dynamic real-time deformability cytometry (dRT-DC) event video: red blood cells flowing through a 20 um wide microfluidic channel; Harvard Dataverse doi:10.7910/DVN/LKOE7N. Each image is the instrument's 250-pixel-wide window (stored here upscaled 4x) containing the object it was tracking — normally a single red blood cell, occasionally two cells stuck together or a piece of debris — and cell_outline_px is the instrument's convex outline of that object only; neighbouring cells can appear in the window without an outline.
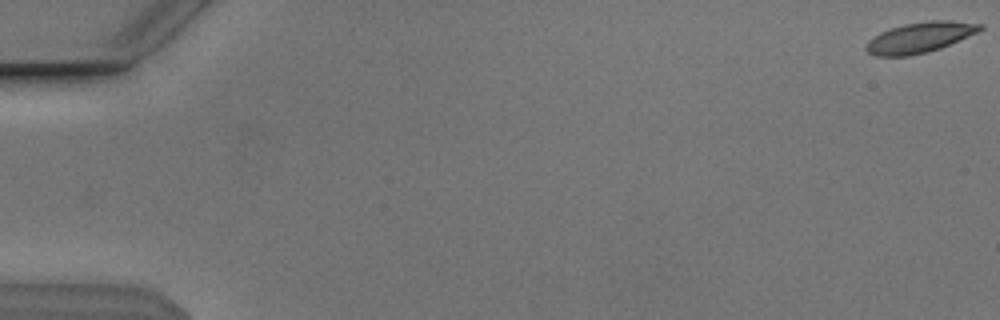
{"species": "Egyptian fruit bat (a non-hibernating species)", "species_latin": "Rousettus aegyptiacus", "temperature_condition": "cold", "stored_images_in_passage": 30, "camera_frame_rate_fps": 3000, "um_per_image_px": 0.085, "animal": {"sex": "male"}, "frame": {"image": 1, "passage_image": 1, "time_ms": 0.0, "image_size_px": [1000, 320], "cell_outline_px": [[984, 28], [976, 32], [940, 48], [908, 56], [876, 56], [868, 52], [864, 48], [868, 40], [880, 32], [888, 28], [904, 24], [928, 20], [952, 20], [984, 24]], "centroid_in_image_um": [78.15, 3.16], "position_along_channel_um": 6.8, "area_um2": 20.17}}
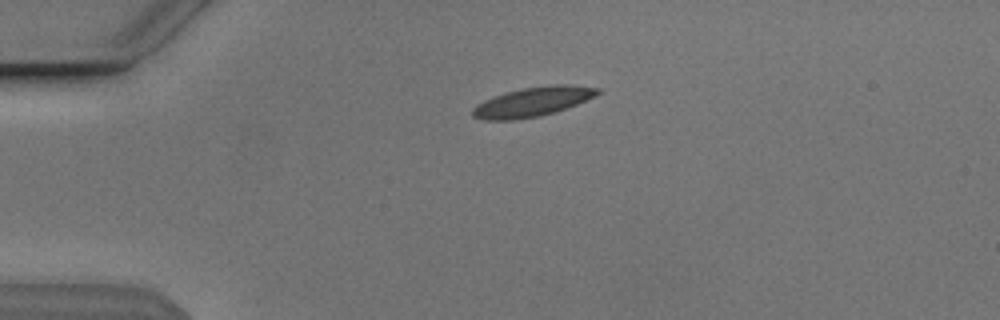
{"frame": {"image": 2, "passage_image": 14, "time_ms": 4.333, "image_size_px": [1000, 320], "cell_outline_px": [[600, 92], [596, 96], [576, 104], [540, 116], [512, 120], [484, 120], [472, 116], [472, 108], [476, 104], [484, 100], [504, 92], [524, 88], [548, 84], [568, 84], [600, 88]], "centroid_in_image_um": [45.25, 8.64], "position_along_channel_um": 39.7, "area_um2": 21.39}}